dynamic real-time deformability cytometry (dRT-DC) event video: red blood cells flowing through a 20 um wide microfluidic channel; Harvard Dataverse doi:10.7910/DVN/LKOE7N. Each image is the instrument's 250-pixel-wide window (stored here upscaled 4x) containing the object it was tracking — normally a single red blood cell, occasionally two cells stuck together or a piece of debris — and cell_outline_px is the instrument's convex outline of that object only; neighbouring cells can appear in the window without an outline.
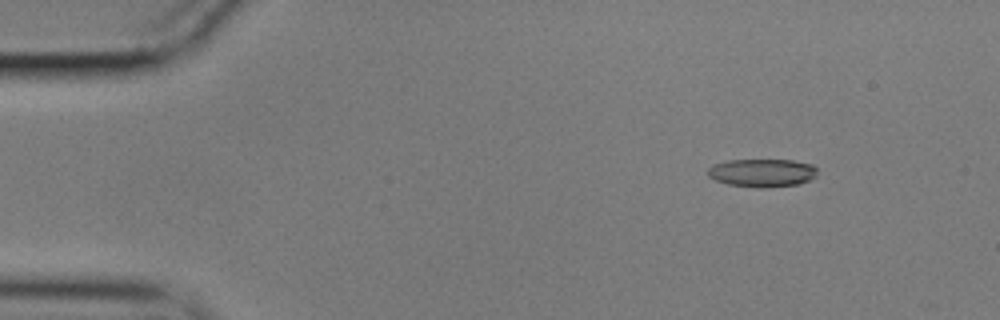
{"species": "common noctule bat (a hibernating species)", "species_latin": "Nyctalus noctula", "temperature_condition": "cold", "stored_images_in_passage": 9, "camera_frame_rate_fps": 3000, "um_per_image_px": 0.085, "animal": {"sex": "male", "body_mass_g": 17.9}, "frame": {"image": 1, "passage_image": 1, "time_ms": 0.0, "image_size_px": [1000, 320], "cell_outline_px": [[816, 176], [812, 180], [800, 184], [768, 188], [756, 188], [728, 184], [716, 180], [708, 176], [708, 168], [712, 164], [728, 160], [792, 160], [812, 164], [816, 168]], "centroid_in_image_um": [64.8, 14.7], "position_along_channel_um": 20.2, "area_um2": 18.21}}